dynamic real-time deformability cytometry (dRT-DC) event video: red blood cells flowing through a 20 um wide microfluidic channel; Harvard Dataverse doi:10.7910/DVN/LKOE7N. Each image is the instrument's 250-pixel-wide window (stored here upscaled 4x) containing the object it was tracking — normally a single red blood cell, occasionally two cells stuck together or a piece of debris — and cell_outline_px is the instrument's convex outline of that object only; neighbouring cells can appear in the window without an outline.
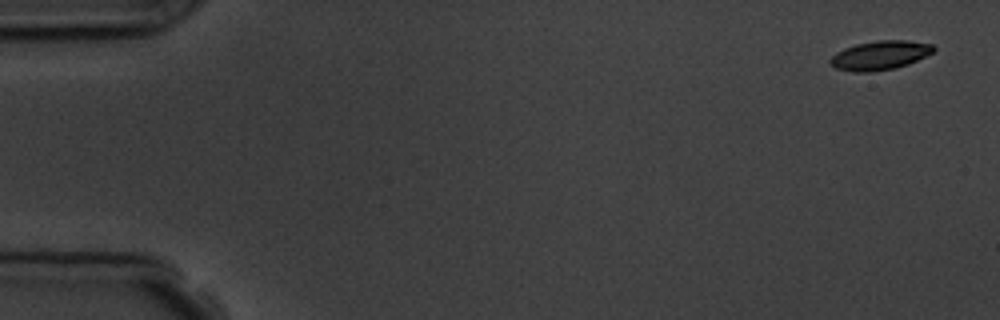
{"species": "common noctule bat (a hibernating species)", "species_latin": "Nyctalus noctula", "temperature_condition": "room temperature", "stored_images_in_passage": 5, "camera_frame_rate_fps": 3000, "um_per_image_px": 0.085, "animal": {"sex": "male", "body_mass_g": 19.5, "forearm_length_mm": 54.6}, "frame": {"image": 1, "passage_image": 1, "time_ms": 0.0, "image_size_px": [1000, 320], "cell_outline_px": [[936, 48], [932, 52], [908, 64], [896, 68], [872, 72], [852, 72], [836, 68], [828, 60], [836, 52], [844, 48], [856, 44], [876, 40], [908, 40], [932, 44]], "centroid_in_image_um": [74.78, 4.7], "position_along_channel_um": 10.2, "area_um2": 17.51}}
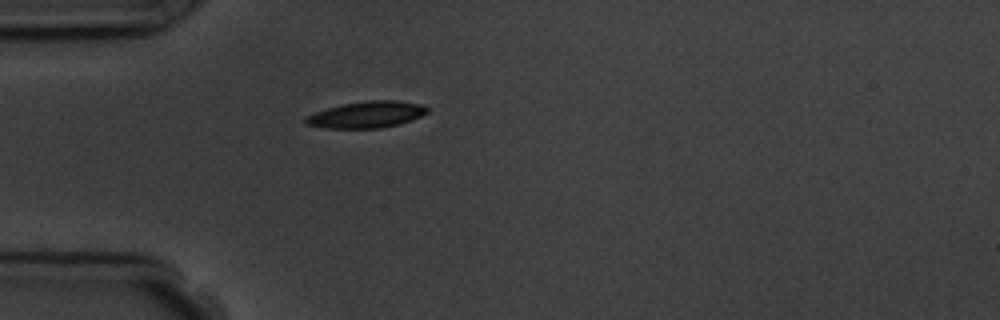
{"frame": {"image": 2, "passage_image": 5, "time_ms": 4.667, "image_size_px": [1000, 320], "cell_outline_px": [[428, 112], [412, 120], [380, 128], [328, 128], [304, 124], [304, 116], [312, 112], [344, 104], [368, 100], [396, 100], [420, 104], [428, 108]], "centroid_in_image_um": [31.11, 9.74], "position_along_channel_um": 53.9, "area_um2": 18.73}}